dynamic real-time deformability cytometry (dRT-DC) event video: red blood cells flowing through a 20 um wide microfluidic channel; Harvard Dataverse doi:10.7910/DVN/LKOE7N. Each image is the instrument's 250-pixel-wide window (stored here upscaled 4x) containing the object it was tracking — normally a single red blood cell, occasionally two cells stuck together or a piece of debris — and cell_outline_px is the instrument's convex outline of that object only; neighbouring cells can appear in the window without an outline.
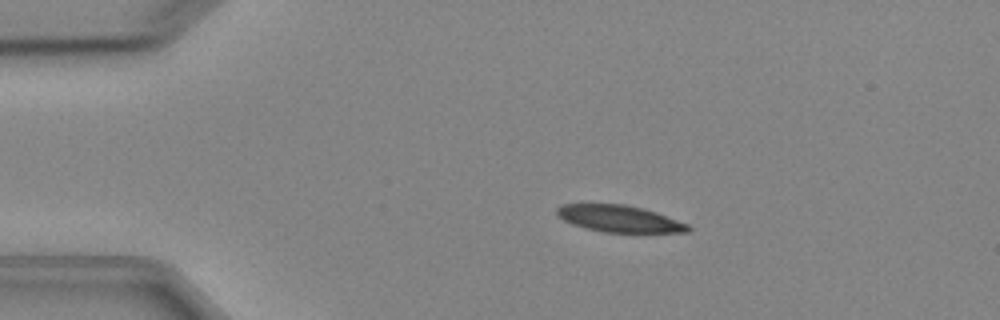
{"species": "Egyptian fruit bat (a non-hibernating species)", "species_latin": "Rousettus aegyptiacus", "temperature_condition": "cold", "stored_images_in_passage": 6, "camera_frame_rate_fps": 3000, "um_per_image_px": 0.085, "animal": {"sex": "female"}, "frame": {"image": 1, "passage_image": 3, "time_ms": 2.333, "image_size_px": [1000, 320], "cell_outline_px": [[692, 228], [688, 232], [604, 232], [572, 224], [564, 220], [556, 212], [556, 208], [560, 204], [624, 204], [644, 208], [656, 212], [688, 224]], "centroid_in_image_um": [52.65, 18.58], "position_along_channel_um": 32.3, "area_um2": 20.29}}
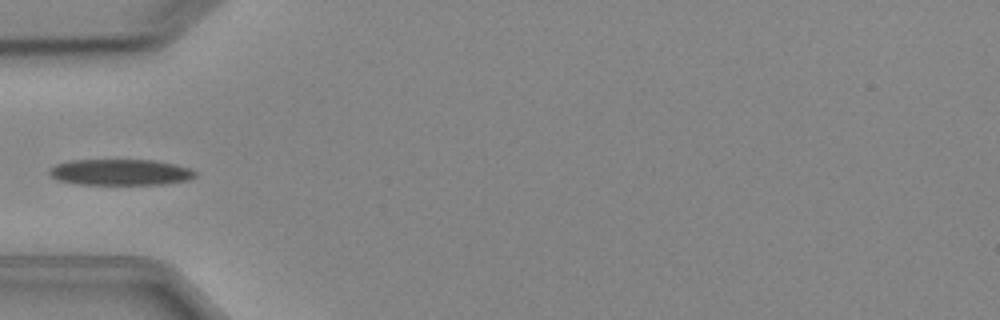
{"frame": {"image": 2, "passage_image": 5, "time_ms": 4.667, "image_size_px": [1000, 320], "cell_outline_px": [[196, 176], [188, 180], [164, 184], [76, 184], [60, 180], [52, 176], [48, 172], [48, 168], [56, 164], [68, 160], [152, 160], [176, 164], [192, 168], [196, 172]], "centroid_in_image_um": [10.24, 14.63], "position_along_channel_um": 74.8, "area_um2": 22.25}}